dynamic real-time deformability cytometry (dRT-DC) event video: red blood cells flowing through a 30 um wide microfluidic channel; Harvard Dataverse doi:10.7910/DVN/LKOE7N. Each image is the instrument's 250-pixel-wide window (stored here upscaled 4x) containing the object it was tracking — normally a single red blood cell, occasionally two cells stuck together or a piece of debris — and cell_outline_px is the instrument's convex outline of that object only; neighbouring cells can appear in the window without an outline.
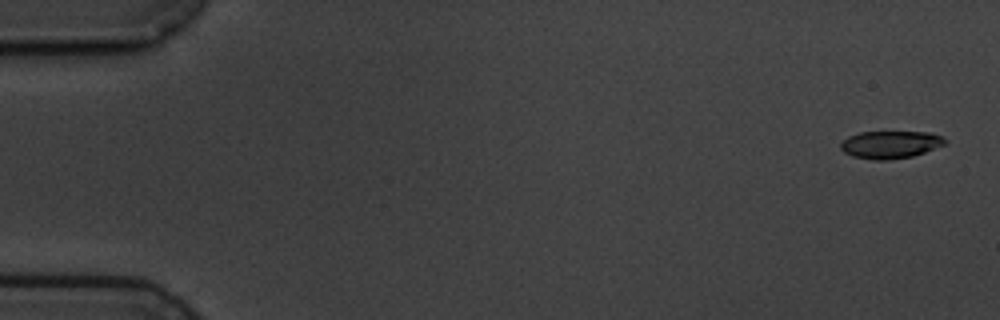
{"species": "common noctule bat (a hibernating species)", "species_latin": "Nyctalus noctula", "temperature_condition": "cold", "stored_images_in_passage": 5, "camera_frame_rate_fps": 3000, "um_per_image_px": 0.085, "animal": {"sex": "male", "body_mass_g": 19.5, "forearm_length_mm": 54.6}, "frame": {"image": 1, "passage_image": 1, "time_ms": 0.0, "image_size_px": [1000, 320], "cell_outline_px": [[948, 140], [944, 144], [924, 152], [912, 156], [888, 160], [872, 160], [852, 156], [844, 152], [840, 148], [840, 144], [848, 136], [860, 132], [928, 132], [940, 136]], "centroid_in_image_um": [75.65, 12.29], "position_along_channel_um": 9.4, "area_um2": 16.65}}
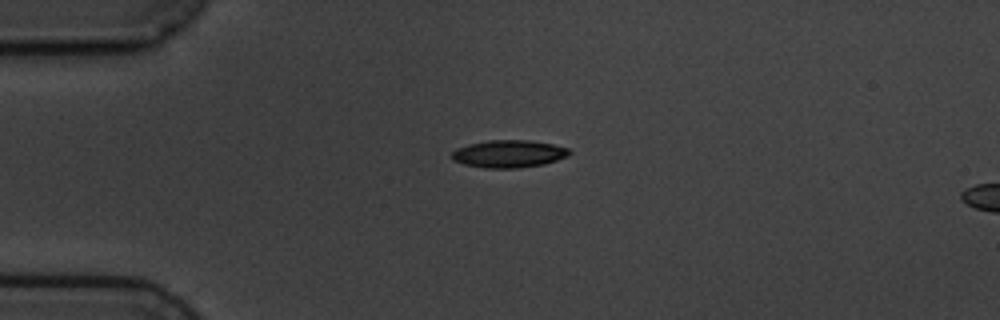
{"frame": {"image": 2, "passage_image": 4, "time_ms": 4.0, "image_size_px": [1000, 320], "cell_outline_px": [[572, 152], [568, 156], [544, 164], [516, 168], [484, 168], [464, 164], [452, 160], [452, 152], [456, 148], [468, 144], [488, 140], [532, 140], [552, 144], [568, 148]], "centroid_in_image_um": [43.24, 13.07], "position_along_channel_um": 41.8, "area_um2": 18.9}}